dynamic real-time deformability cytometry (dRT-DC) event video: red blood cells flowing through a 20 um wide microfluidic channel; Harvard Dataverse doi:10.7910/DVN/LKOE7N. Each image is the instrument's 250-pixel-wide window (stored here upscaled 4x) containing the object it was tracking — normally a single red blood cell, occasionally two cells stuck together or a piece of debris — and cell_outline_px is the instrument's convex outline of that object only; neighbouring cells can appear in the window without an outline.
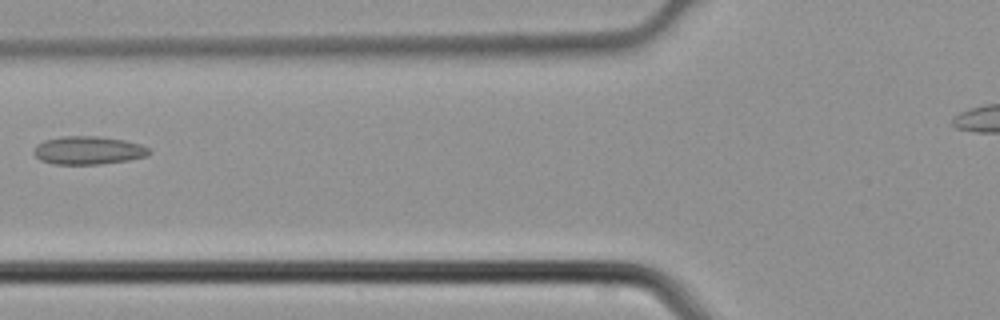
{"species": "common noctule bat (a hibernating species)", "species_latin": "Nyctalus noctula", "temperature_condition": "cold", "stored_images_in_passage": 3, "camera_frame_rate_fps": 3000, "um_per_image_px": 0.085, "animal": {"sex": "male", "body_mass_g": 21.5, "forearm_length_mm": 52.0}, "frame": {"image": 1, "passage_image": 3, "time_ms": 0.667, "image_size_px": [1000, 320], "cell_outline_px": [[152, 152], [144, 156], [128, 160], [100, 164], [52, 164], [40, 160], [32, 152], [36, 144], [44, 140], [60, 136], [100, 136], [124, 140], [140, 144], [148, 148]], "centroid_in_image_um": [7.45, 12.77], "position_along_channel_um": 118.3, "area_um2": 19.02}}